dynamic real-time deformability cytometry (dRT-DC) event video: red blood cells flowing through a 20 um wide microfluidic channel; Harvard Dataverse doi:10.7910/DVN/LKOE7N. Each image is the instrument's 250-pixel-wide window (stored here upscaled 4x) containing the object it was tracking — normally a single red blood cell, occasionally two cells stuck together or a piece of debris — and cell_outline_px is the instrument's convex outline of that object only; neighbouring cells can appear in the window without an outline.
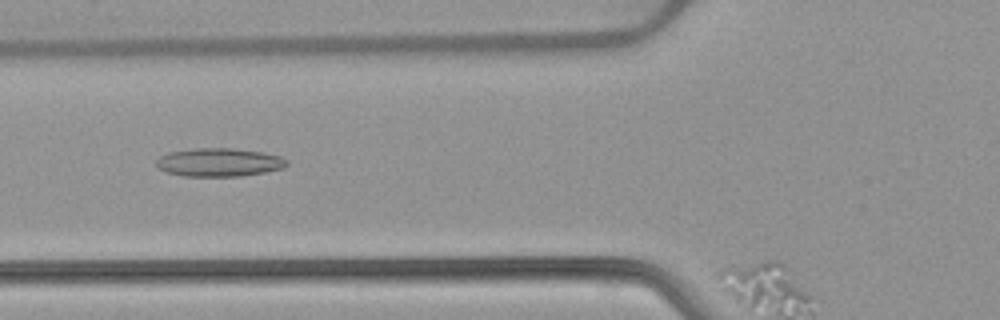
{"species": "common noctule bat (a hibernating species)", "species_latin": "Nyctalus noctula", "temperature_condition": "warm", "stored_images_in_passage": 52, "camera_frame_rate_fps": 3000, "um_per_image_px": 0.085, "animal": {"sex": "female", "body_mass_g": 22.7, "forearm_length_mm": 54.2}, "frame": {"image": 1, "passage_image": 20, "time_ms": 6.333, "image_size_px": [1000, 320], "cell_outline_px": [[288, 164], [284, 168], [264, 172], [240, 176], [184, 176], [168, 172], [156, 168], [156, 160], [160, 156], [168, 152], [196, 148], [232, 148], [264, 152], [280, 156], [288, 160]], "centroid_in_image_um": [18.63, 13.79], "position_along_channel_um": 107.2, "area_um2": 21.68}}
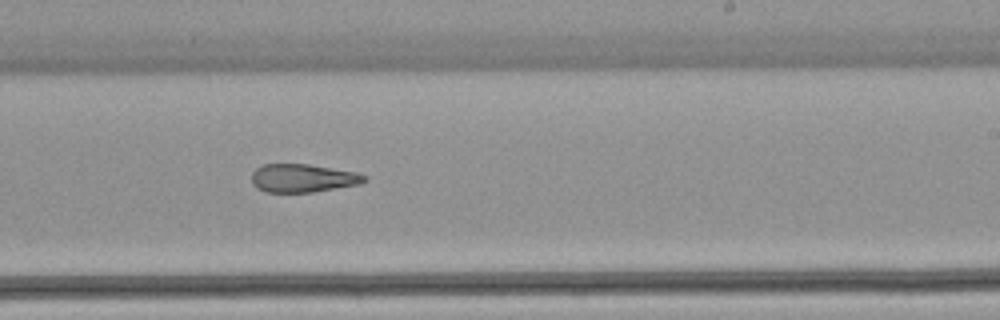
{"frame": {"image": 2, "passage_image": 32, "time_ms": 10.333, "image_size_px": [1000, 320], "cell_outline_px": [[368, 180], [360, 184], [312, 192], [264, 192], [256, 188], [252, 184], [252, 172], [256, 168], [264, 164], [308, 164], [356, 172], [368, 176]], "centroid_in_image_um": [25.74, 15.14], "position_along_channel_um": 263.3, "area_um2": 18.67}}
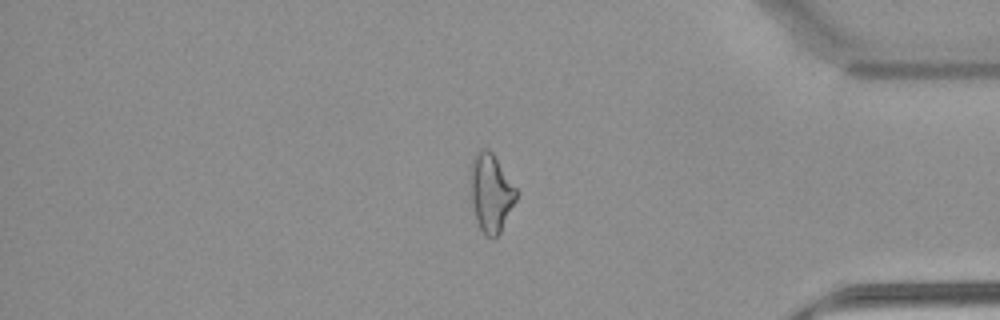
{"frame": {"image": 3, "passage_image": 44, "time_ms": 14.333, "image_size_px": [1000, 320], "cell_outline_px": [[520, 192], [500, 232], [492, 240], [480, 228], [476, 220], [472, 204], [468, 168], [476, 152], [480, 148], [488, 148], [492, 152]], "centroid_in_image_um": [41.72, 16.33], "position_along_channel_um": 393.5, "area_um2": 21.27}, "authors_computed_cell_mechanics": {"area_um2": 21.964, "velocity_mm_per_s": 3.9032, "shape_relaxation_time_tau1_ms": null, "shape_relaxation_time_tau2_ms": 2.7518, "deformation_change_tau1": null, "deformation_change_tau2": 0.1345}}